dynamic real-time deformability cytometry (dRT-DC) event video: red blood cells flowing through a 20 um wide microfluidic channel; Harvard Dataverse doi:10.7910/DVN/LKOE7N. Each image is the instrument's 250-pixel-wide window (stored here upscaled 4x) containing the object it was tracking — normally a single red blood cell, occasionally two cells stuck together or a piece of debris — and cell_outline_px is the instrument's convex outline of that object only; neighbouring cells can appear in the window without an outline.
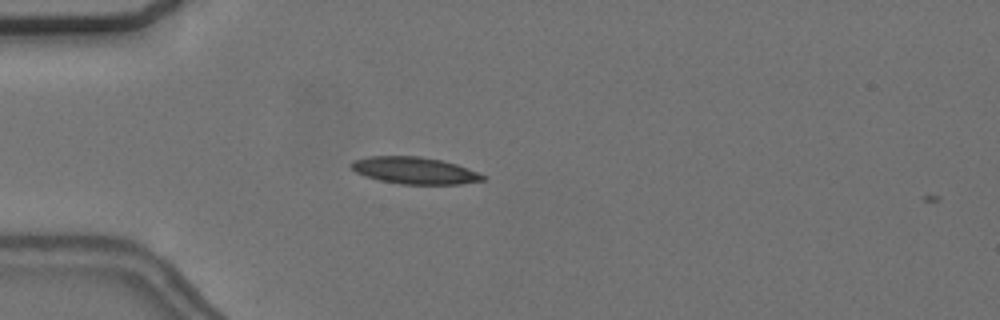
{"species": "common noctule bat (a hibernating species)", "species_latin": "Nyctalus noctula", "temperature_condition": "cold", "stored_images_in_passage": 2, "camera_frame_rate_fps": 3000, "um_per_image_px": 0.085, "animal": {"sex": "female", "body_mass_g": 24.6, "forearm_length_mm": 56.2}, "frame": {"image": 1, "passage_image": 1, "time_ms": 0.0, "image_size_px": [1000, 320], "cell_outline_px": [[488, 176], [484, 180], [460, 184], [400, 184], [380, 180], [364, 176], [356, 172], [348, 164], [352, 160], [368, 156], [420, 156], [440, 160], [456, 164]], "centroid_in_image_um": [35.21, 14.49], "position_along_channel_um": 49.8, "area_um2": 20.69}}